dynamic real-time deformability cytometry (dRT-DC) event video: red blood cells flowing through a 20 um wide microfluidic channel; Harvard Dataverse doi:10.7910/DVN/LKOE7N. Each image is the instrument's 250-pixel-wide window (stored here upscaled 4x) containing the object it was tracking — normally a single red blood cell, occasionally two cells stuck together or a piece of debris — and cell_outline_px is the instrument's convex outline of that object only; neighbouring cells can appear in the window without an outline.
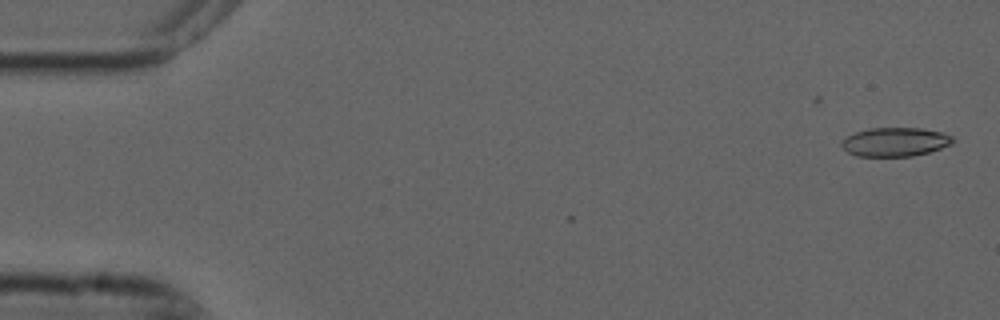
{"species": "common noctule bat (a hibernating species)", "species_latin": "Nyctalus noctula", "temperature_condition": "cold", "stored_images_in_passage": 5, "camera_frame_rate_fps": 3000, "um_per_image_px": 0.085, "animal": {"sex": "male", "forearm_length_mm": 52.5}, "frame": {"image": 1, "passage_image": 1, "time_ms": 0.0, "image_size_px": [1000, 320], "cell_outline_px": [[956, 140], [952, 144], [928, 152], [912, 156], [856, 156], [848, 152], [840, 144], [840, 140], [856, 132], [868, 128], [920, 128], [940, 132], [952, 136]], "centroid_in_image_um": [76.07, 12.06], "position_along_channel_um": 8.9, "area_um2": 18.67}}
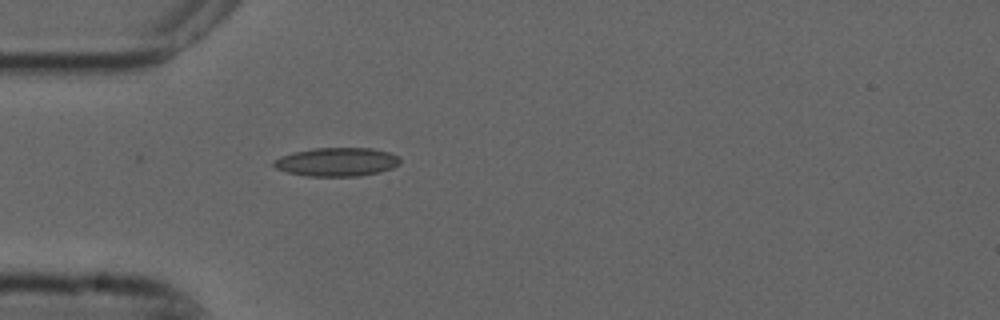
{"frame": {"image": 2, "passage_image": 5, "time_ms": 1.333, "image_size_px": [1000, 320], "cell_outline_px": [[400, 164], [392, 168], [380, 172], [360, 176], [308, 176], [288, 172], [276, 168], [272, 164], [280, 156], [296, 152], [316, 148], [372, 148], [388, 152], [400, 156]], "centroid_in_image_um": [28.68, 13.77], "position_along_channel_um": 56.3, "area_um2": 20.98}}